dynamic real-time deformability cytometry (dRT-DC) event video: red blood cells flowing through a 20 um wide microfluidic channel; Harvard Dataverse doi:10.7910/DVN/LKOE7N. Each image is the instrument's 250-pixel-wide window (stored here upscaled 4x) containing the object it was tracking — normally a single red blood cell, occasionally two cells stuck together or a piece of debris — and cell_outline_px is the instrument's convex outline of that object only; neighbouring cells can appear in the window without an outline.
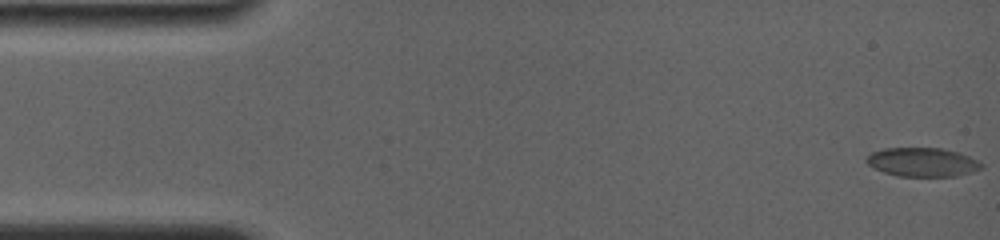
{"species": "common noctule bat (a hibernating species)", "species_latin": "Nyctalus noctula", "temperature_condition": "room temperature", "stored_images_in_passage": 36, "camera_frame_rate_fps": 4000, "um_per_image_px": 0.085, "animal": {"sex": "female", "body_mass_g": 19.0, "forearm_length_mm": 56.7}, "frame": {"image": 1, "passage_image": 1, "time_ms": 0.0, "image_size_px": [1000, 240], "cell_outline_px": [[984, 168], [972, 172], [956, 176], [896, 176], [884, 172], [868, 164], [864, 160], [872, 152], [884, 148], [944, 148], [968, 156], [984, 164]], "centroid_in_image_um": [78.42, 13.78], "position_along_channel_um": 6.6, "area_um2": 19.31}}
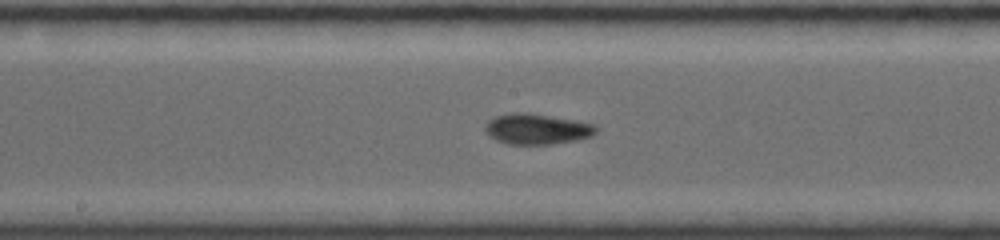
{"frame": {"image": 2, "passage_image": 17, "time_ms": 8.5, "image_size_px": [1000, 240], "cell_outline_px": [[600, 128], [592, 136], [580, 140], [552, 144], [508, 144], [496, 140], [484, 128], [484, 124], [488, 120], [496, 116], [512, 112], [528, 112], [576, 120], [596, 124]], "centroid_in_image_um": [45.7, 10.96], "position_along_channel_um": 202.5, "area_um2": 20.06}}
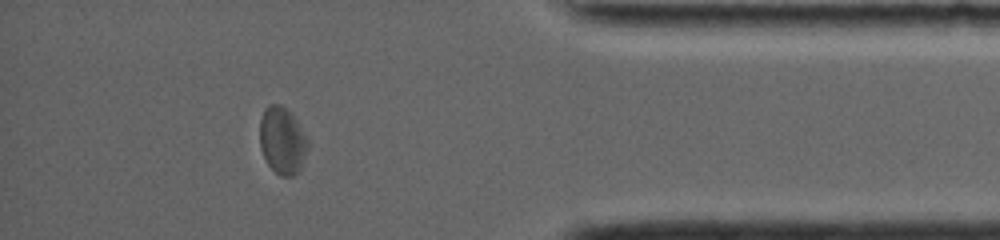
{"frame": {"image": 3, "passage_image": 31, "time_ms": 14.5, "image_size_px": [1000, 240], "cell_outline_px": [[308, 148], [300, 172], [292, 176], [280, 176], [268, 164], [260, 148], [260, 120], [264, 108], [268, 104], [280, 104], [292, 112], [308, 136]], "centroid_in_image_um": [24.03, 11.92], "position_along_channel_um": 411.2, "area_um2": 19.25}, "authors_computed_cell_mechanics": {"area_um2": 18.785, "velocity_mm_per_s": 3.7926, "shape_relaxation_time_tau1_ms": 8.3603, "shape_relaxation_time_tau2_ms": 2.1309, "deformation_change_tau1": 0.14, "deformation_change_tau2": 0.0589}}